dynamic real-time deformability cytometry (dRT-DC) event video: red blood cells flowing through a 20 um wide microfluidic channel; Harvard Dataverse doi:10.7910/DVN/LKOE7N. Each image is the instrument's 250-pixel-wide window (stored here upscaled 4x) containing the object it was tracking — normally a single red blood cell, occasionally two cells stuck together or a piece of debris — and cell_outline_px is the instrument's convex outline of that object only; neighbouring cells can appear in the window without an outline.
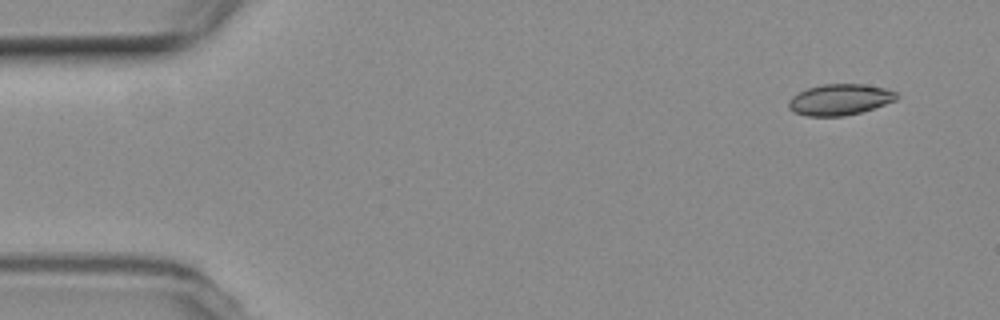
{"species": "common noctule bat (a hibernating species)", "species_latin": "Nyctalus noctula", "temperature_condition": "room temperature", "stored_images_in_passage": 9, "camera_frame_rate_fps": 3000, "um_per_image_px": 0.085, "animal": {"sex": "female", "body_mass_g": 19.3, "forearm_length_mm": 54.1}, "frame": {"image": 1, "passage_image": 1, "time_ms": 0.0, "image_size_px": [1000, 320], "cell_outline_px": [[900, 96], [896, 100], [860, 112], [844, 116], [808, 116], [796, 112], [788, 108], [788, 100], [792, 96], [808, 88], [824, 84], [864, 84], [884, 88], [896, 92]], "centroid_in_image_um": [71.38, 8.46], "position_along_channel_um": 13.6, "area_um2": 19.36}}
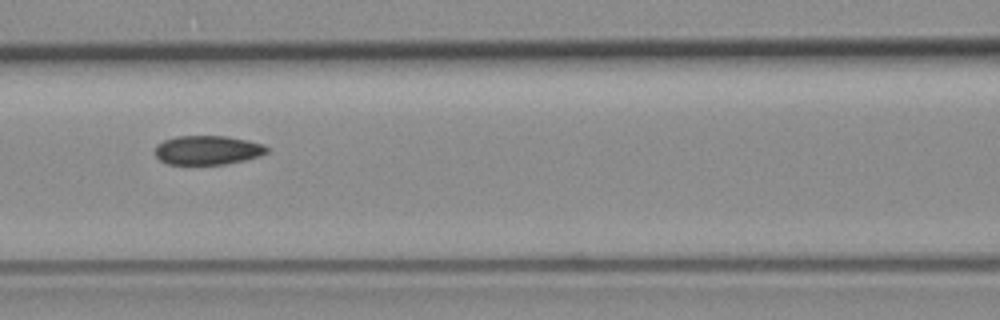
{"frame": {"image": 2, "passage_image": 7, "time_ms": 7.0, "image_size_px": [1000, 320], "cell_outline_px": [[268, 152], [260, 156], [244, 160], [224, 164], [168, 164], [160, 160], [156, 156], [156, 144], [164, 140], [176, 136], [228, 136], [248, 140], [264, 144], [268, 148]], "centroid_in_image_um": [17.66, 12.75], "position_along_channel_um": 148.9, "area_um2": 19.02}}
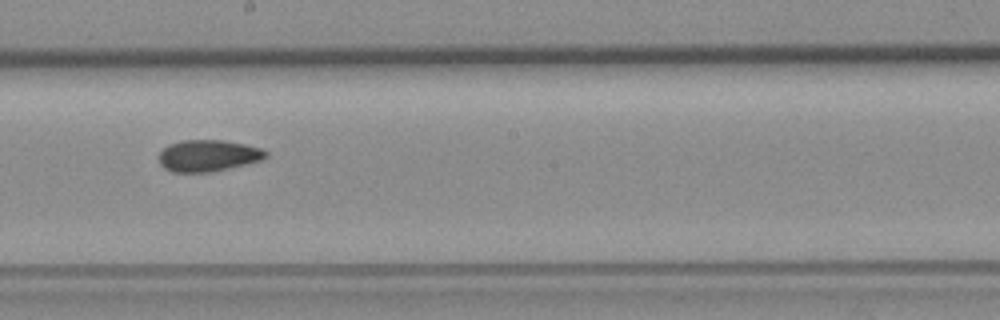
{"frame": {"image": 3, "passage_image": 9, "time_ms": 9.333, "image_size_px": [1000, 320], "cell_outline_px": [[268, 156], [260, 160], [212, 172], [172, 172], [164, 168], [160, 164], [160, 152], [164, 148], [180, 140], [224, 140], [264, 148], [268, 152]], "centroid_in_image_um": [17.71, 13.22], "position_along_channel_um": 230.5, "area_um2": 19.59}}